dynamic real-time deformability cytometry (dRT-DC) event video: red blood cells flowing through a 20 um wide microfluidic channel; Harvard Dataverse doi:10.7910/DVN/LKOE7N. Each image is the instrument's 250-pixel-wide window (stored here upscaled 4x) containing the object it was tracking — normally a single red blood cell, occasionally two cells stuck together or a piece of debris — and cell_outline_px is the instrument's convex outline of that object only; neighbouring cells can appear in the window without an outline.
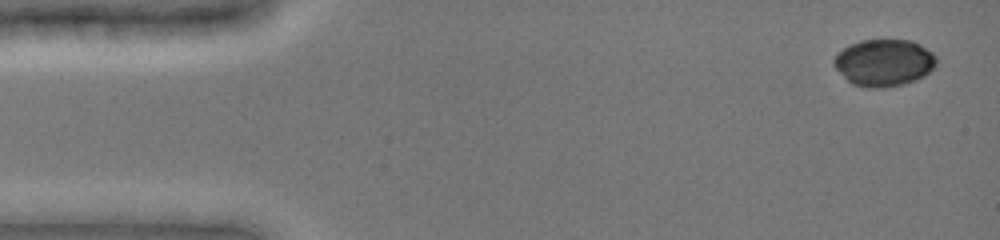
{"species": "common noctule bat (a hibernating species)", "species_latin": "Nyctalus noctula", "temperature_condition": "cold", "stored_images_in_passage": 13, "camera_frame_rate_fps": 3000, "um_per_image_px": 0.085, "animal": {"sex": "female", "body_mass_g": 19.0, "forearm_length_mm": 51.5}, "frame": {"image": 1, "passage_image": 1, "time_ms": 0.0, "image_size_px": [1000, 240], "cell_outline_px": [[936, 64], [924, 76], [916, 80], [904, 84], [884, 88], [868, 88], [852, 84], [832, 64], [832, 60], [836, 52], [848, 44], [860, 40], [912, 40], [920, 44], [932, 52], [936, 56]], "centroid_in_image_um": [75.11, 5.32], "position_along_channel_um": 9.9, "area_um2": 28.32}}
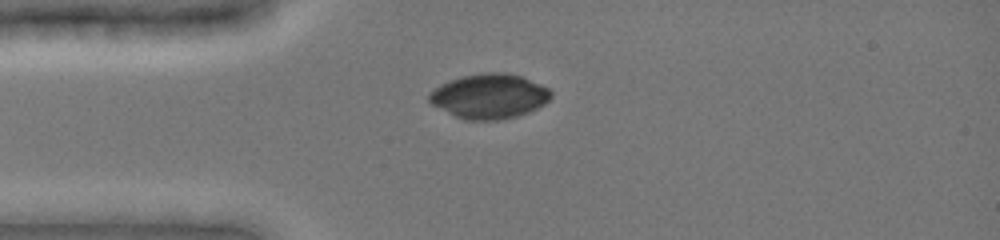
{"frame": {"image": 2, "passage_image": 11, "time_ms": 3.333, "image_size_px": [1000, 240], "cell_outline_px": [[552, 96], [544, 104], [528, 112], [516, 116], [500, 120], [464, 120], [432, 104], [428, 100], [428, 96], [440, 84], [448, 80], [464, 76], [484, 72], [504, 72], [524, 76], [548, 88], [552, 92]], "centroid_in_image_um": [41.61, 8.17], "position_along_channel_um": 43.4, "area_um2": 31.67}}